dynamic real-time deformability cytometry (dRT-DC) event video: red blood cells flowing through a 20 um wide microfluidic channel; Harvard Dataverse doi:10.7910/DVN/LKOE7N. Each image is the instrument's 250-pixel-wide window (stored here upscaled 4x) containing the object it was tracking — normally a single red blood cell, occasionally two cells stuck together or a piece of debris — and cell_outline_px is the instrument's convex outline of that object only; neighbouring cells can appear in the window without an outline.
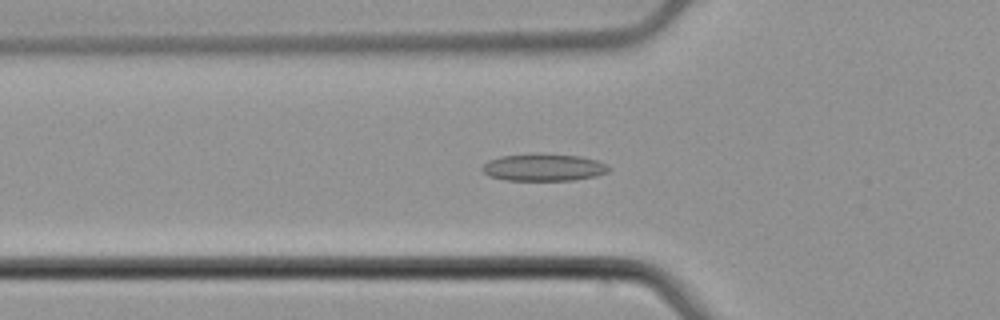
{"species": "common noctule bat (a hibernating species)", "species_latin": "Nyctalus noctula", "temperature_condition": "cold", "stored_images_in_passage": 40, "camera_frame_rate_fps": 3000, "um_per_image_px": 0.085, "animal": {"sex": "male", "body_mass_g": 21.5, "forearm_length_mm": 52.0}, "frame": {"image": 1, "passage_image": 5, "time_ms": 1.333, "image_size_px": [1000, 320], "cell_outline_px": [[612, 168], [608, 172], [596, 176], [572, 180], [504, 180], [488, 176], [480, 168], [488, 160], [500, 156], [580, 156], [596, 160], [608, 164]], "centroid_in_image_um": [46.23, 14.27], "position_along_channel_um": 79.6, "area_um2": 19.36}}
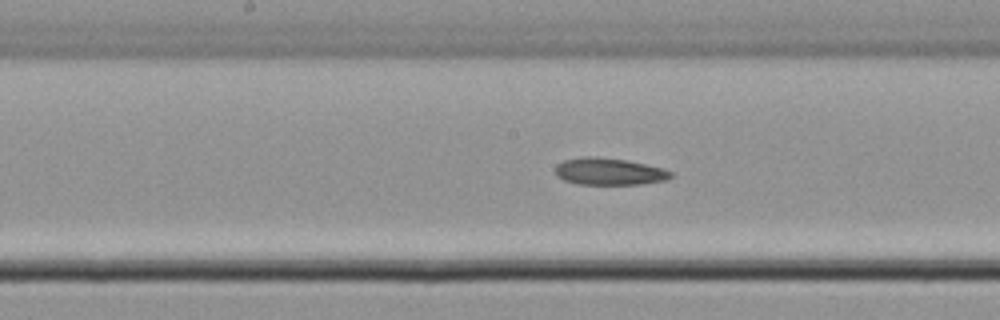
{"frame": {"image": 2, "passage_image": 14, "time_ms": 4.333, "image_size_px": [1000, 320], "cell_outline_px": [[672, 176], [668, 180], [640, 184], [576, 184], [564, 180], [556, 176], [556, 164], [564, 160], [580, 156], [596, 156], [628, 160], [664, 168], [672, 172]], "centroid_in_image_um": [51.78, 14.57], "position_along_channel_um": 196.4, "area_um2": 18.44}}
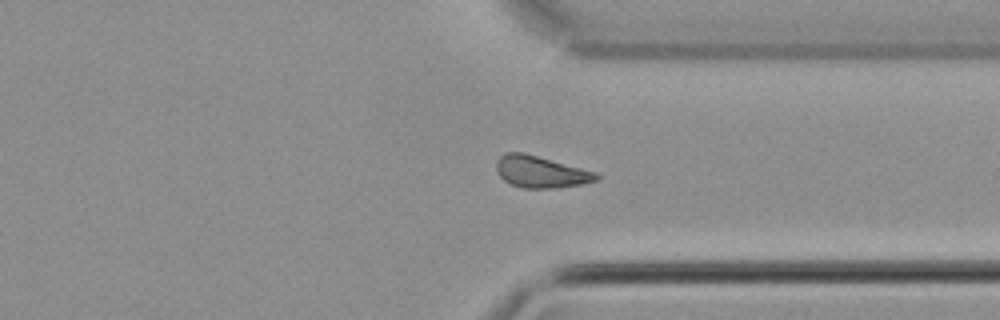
{"frame": {"image": 3, "passage_image": 27, "time_ms": 8.667, "image_size_px": [1000, 320], "cell_outline_px": [[600, 180], [580, 184], [556, 188], [524, 188], [508, 184], [496, 172], [496, 160], [504, 152], [524, 152], [596, 172], [600, 176]], "centroid_in_image_um": [45.93, 14.6], "position_along_channel_um": 365.5, "area_um2": 18.67}, "authors_computed_cell_mechanics": {"area_um2": 18.3226, "velocity_mm_per_s": 3.8896, "shape_relaxation_time_tau1_ms": 1.957, "shape_relaxation_time_tau2_ms": 4.746, "deformation_change_tau1": 0.0603, "deformation_change_tau2": 0.1343}}